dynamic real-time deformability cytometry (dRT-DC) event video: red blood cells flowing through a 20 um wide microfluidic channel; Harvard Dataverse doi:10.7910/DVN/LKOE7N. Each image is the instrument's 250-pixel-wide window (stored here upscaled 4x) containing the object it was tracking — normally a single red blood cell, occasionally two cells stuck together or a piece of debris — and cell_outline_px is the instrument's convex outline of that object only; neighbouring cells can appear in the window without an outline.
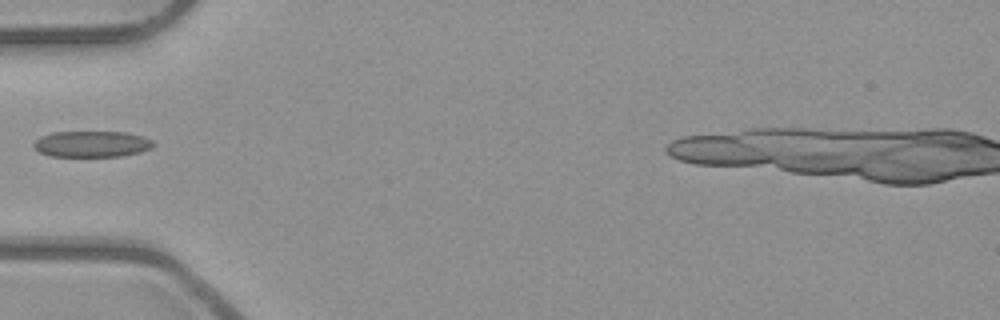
{"species": "common noctule bat (a hibernating species)", "species_latin": "Nyctalus noctula", "temperature_condition": "room temperature", "stored_images_in_passage": 14, "camera_frame_rate_fps": 3000, "um_per_image_px": 0.085, "animal": {"sex": "male", "body_mass_g": 23.1, "forearm_length_mm": 52.7}, "frame": {"image": 1, "passage_image": 1, "time_ms": 0.0, "image_size_px": [1000, 320], "cell_outline_px": [[156, 144], [152, 148], [140, 152], [120, 156], [48, 156], [40, 152], [32, 144], [40, 136], [52, 132], [124, 132], [144, 136], [152, 140]], "centroid_in_image_um": [7.82, 12.24], "position_along_channel_um": 77.2, "area_um2": 18.26}}
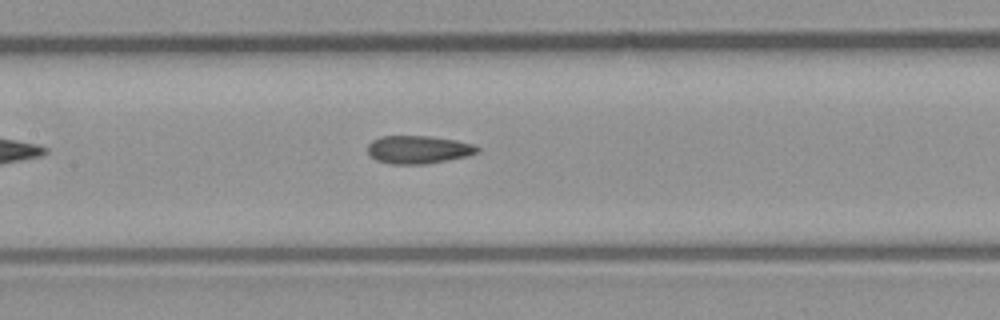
{"frame": {"image": 2, "passage_image": 8, "time_ms": 2.333, "image_size_px": [1000, 320], "cell_outline_px": [[480, 148], [476, 152], [468, 156], [424, 164], [388, 164], [376, 160], [368, 152], [368, 144], [372, 140], [380, 136], [432, 136], [456, 140], [472, 144]], "centroid_in_image_um": [35.53, 12.71], "position_along_channel_um": 171.9, "area_um2": 17.86}}
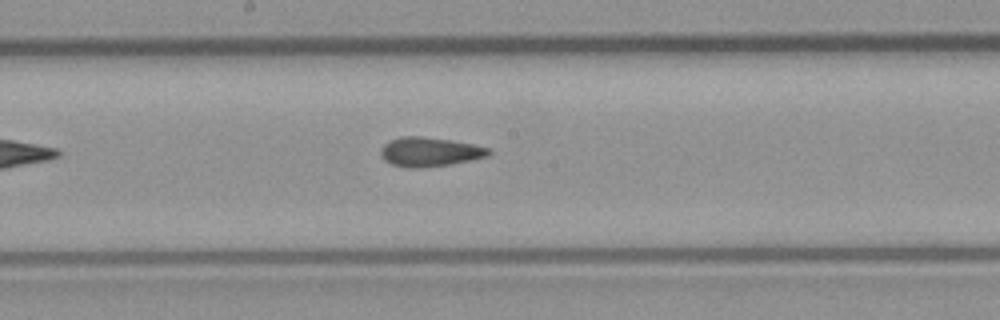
{"frame": {"image": 3, "passage_image": 11, "time_ms": 3.333, "image_size_px": [1000, 320], "cell_outline_px": [[492, 152], [488, 156], [448, 164], [420, 168], [408, 168], [392, 164], [384, 160], [380, 156], [380, 148], [388, 140], [400, 136], [420, 136], [452, 140], [472, 144], [488, 148]], "centroid_in_image_um": [36.46, 12.9], "position_along_channel_um": 211.7, "area_um2": 18.38}}